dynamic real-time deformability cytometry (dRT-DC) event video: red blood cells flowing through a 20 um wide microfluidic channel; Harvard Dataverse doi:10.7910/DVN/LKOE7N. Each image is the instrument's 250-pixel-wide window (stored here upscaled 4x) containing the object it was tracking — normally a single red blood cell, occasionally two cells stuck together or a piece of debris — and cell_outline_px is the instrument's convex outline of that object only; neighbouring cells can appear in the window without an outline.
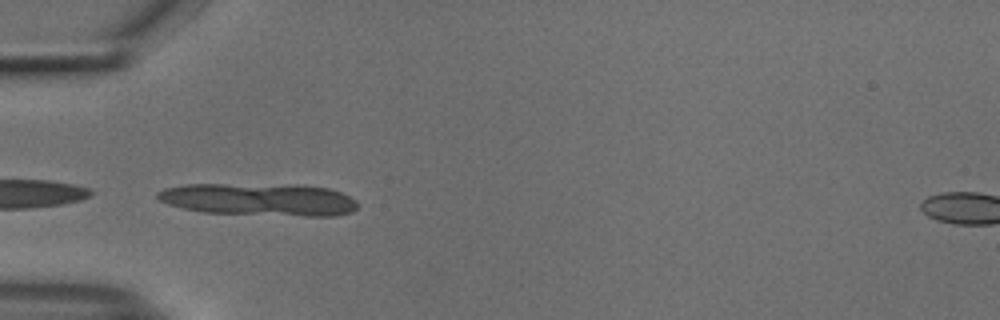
{"species": "common noctule bat (a hibernating species)", "species_latin": "Nyctalus noctula", "temperature_condition": "cold", "stored_images_in_passage": 37, "camera_frame_rate_fps": 3000, "um_per_image_px": 0.085, "animal": {"sex": "male", "body_mass_g": 18.8}, "frame": {"image": 1, "passage_image": 1, "time_ms": 0.0, "image_size_px": [1000, 320], "cell_outline_px": [[356, 208], [352, 212], [336, 216], [308, 216], [200, 212], [168, 204], [160, 200], [156, 196], [156, 192], [164, 188], [184, 184], [296, 184], [328, 188], [340, 192], [356, 200]], "centroid_in_image_um": [22.02, 16.94], "position_along_channel_um": 63.0, "area_um2": 38.09}, "authors_computed_cell_mechanics": {"area_um2": 17.2822, "velocity_mm_per_s": 3.7549, "shape_relaxation_time_tau1_ms": null, "shape_relaxation_time_tau2_ms": 5.0521, "deformation_change_tau1": null, "deformation_change_tau2": 0.0929}}